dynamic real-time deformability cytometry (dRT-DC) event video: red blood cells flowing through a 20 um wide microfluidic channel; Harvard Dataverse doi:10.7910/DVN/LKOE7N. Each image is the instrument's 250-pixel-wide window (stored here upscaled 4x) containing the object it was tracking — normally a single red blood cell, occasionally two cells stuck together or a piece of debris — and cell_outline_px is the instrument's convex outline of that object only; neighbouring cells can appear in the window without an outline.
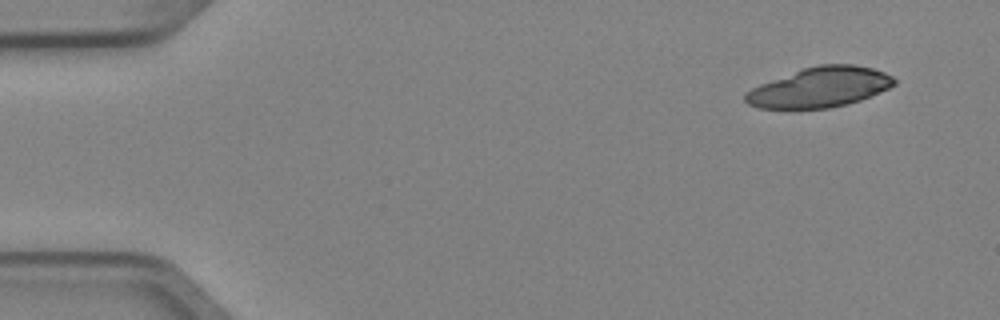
{"species": "Egyptian fruit bat (a non-hibernating species)", "species_latin": "Rousettus aegyptiacus", "temperature_condition": "cold", "stored_images_in_passage": 3, "camera_frame_rate_fps": 3000, "um_per_image_px": 0.085, "animal": {"sex": "female"}, "frame": {"image": 1, "passage_image": 1, "time_ms": 0.0, "image_size_px": [1000, 320], "cell_outline_px": [[896, 84], [888, 88], [860, 100], [848, 104], [828, 108], [760, 108], [748, 104], [744, 100], [744, 92], [760, 84], [804, 68], [820, 64], [852, 64], [872, 68], [884, 72], [892, 76], [896, 80]], "centroid_in_image_um": [69.68, 7.42], "position_along_channel_um": 15.3, "area_um2": 34.45}}